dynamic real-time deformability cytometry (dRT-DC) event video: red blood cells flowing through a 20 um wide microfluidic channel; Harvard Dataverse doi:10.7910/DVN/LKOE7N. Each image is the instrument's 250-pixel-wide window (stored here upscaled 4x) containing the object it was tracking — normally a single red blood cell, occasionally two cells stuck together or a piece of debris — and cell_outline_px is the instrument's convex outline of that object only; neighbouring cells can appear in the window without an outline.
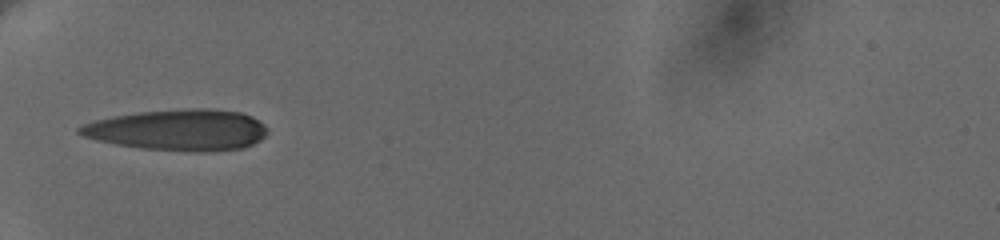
{"species": "human", "species_latin": "Homo sapiens", "temperature_condition": "cold", "stored_images_in_passage": 38, "camera_frame_rate_fps": 3000, "um_per_image_px": 0.085, "donor": {"sex": "female"}, "frame": {"image": 1, "passage_image": 1, "time_ms": 0.0, "image_size_px": [1000, 240], "cell_outline_px": [[268, 132], [260, 140], [244, 148], [200, 152], [196, 152], [140, 148], [116, 144], [96, 140], [84, 136], [76, 132], [76, 128], [80, 124], [92, 120], [112, 116], [136, 112], [188, 108], [216, 108], [240, 112], [252, 116], [264, 124]], "centroid_in_image_um": [15.12, 11.03], "position_along_channel_um": 69.9, "area_um2": 45.55}}
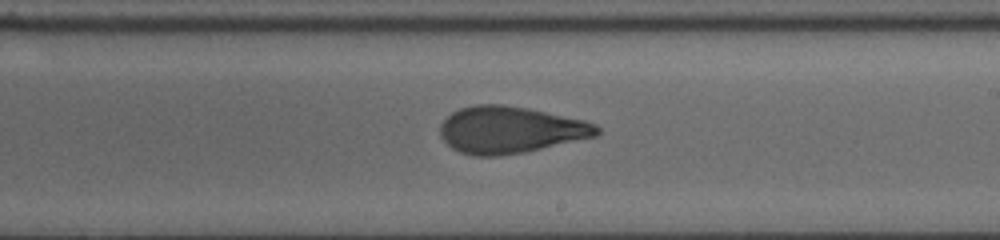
{"frame": {"image": 2, "passage_image": 16, "time_ms": 5.0, "image_size_px": [1000, 240], "cell_outline_px": [[600, 132], [596, 136], [524, 152], [496, 156], [472, 156], [460, 152], [452, 148], [440, 136], [440, 124], [452, 112], [460, 108], [476, 104], [504, 104], [528, 108], [584, 120], [596, 124], [600, 128]], "centroid_in_image_um": [43.35, 11.03], "position_along_channel_um": 245.6, "area_um2": 42.71}}
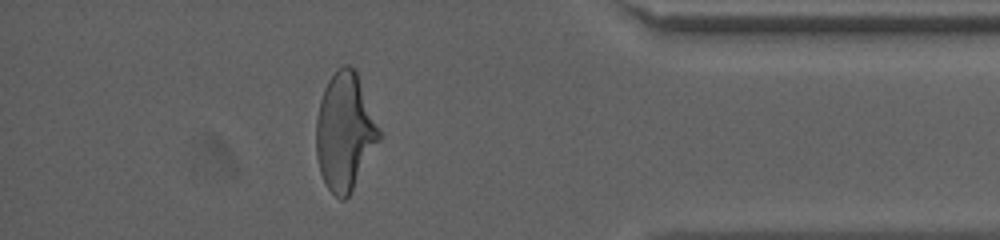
{"frame": {"image": 3, "passage_image": 31, "time_ms": 10.0, "image_size_px": [1000, 240], "cell_outline_px": [[380, 140], [348, 196], [344, 200], [340, 200], [328, 188], [320, 172], [316, 156], [316, 120], [320, 100], [324, 88], [328, 80], [336, 68], [344, 64], [348, 64], [356, 68], [380, 128]], "centroid_in_image_um": [29.31, 11.13], "position_along_channel_um": 405.9, "area_um2": 43.23}, "authors_computed_cell_mechanics": {"area_um2": 43.2922, "velocity_mm_per_s": 3.6473, "shape_relaxation_time_tau1_ms": 6.9822, "shape_relaxation_time_tau2_ms": 1.4782, "deformation_change_tau1": 0.2304, "deformation_change_tau2": 0.0914}}